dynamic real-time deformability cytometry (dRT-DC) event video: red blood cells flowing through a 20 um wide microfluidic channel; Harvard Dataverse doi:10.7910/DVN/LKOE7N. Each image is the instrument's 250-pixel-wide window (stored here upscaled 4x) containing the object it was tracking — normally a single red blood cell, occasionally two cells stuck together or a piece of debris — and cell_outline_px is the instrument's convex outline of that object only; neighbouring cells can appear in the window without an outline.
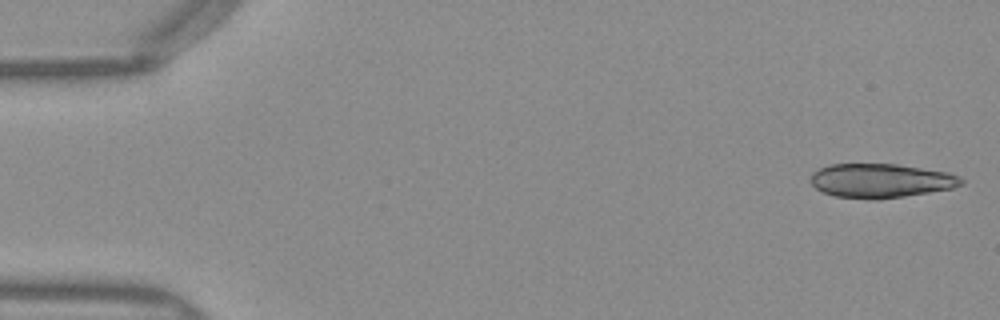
{"species": "Egyptian fruit bat (a non-hibernating species)", "species_latin": "Rousettus aegyptiacus", "temperature_condition": "warm", "stored_images_in_passage": 50, "segment_of_instrument_passage": [1, 2], "camera_frame_rate_fps": 3000, "um_per_image_px": 0.085, "frame": {"image": 1, "passage_image": 1, "time_ms": 0.0, "image_size_px": [1000, 320], "cell_outline_px": [[964, 184], [952, 188], [880, 200], [868, 200], [832, 196], [816, 188], [812, 184], [812, 172], [828, 164], [896, 164], [948, 172], [960, 176], [964, 180]], "centroid_in_image_um": [74.87, 15.37], "position_along_channel_um": 10.1, "area_um2": 30.11}}